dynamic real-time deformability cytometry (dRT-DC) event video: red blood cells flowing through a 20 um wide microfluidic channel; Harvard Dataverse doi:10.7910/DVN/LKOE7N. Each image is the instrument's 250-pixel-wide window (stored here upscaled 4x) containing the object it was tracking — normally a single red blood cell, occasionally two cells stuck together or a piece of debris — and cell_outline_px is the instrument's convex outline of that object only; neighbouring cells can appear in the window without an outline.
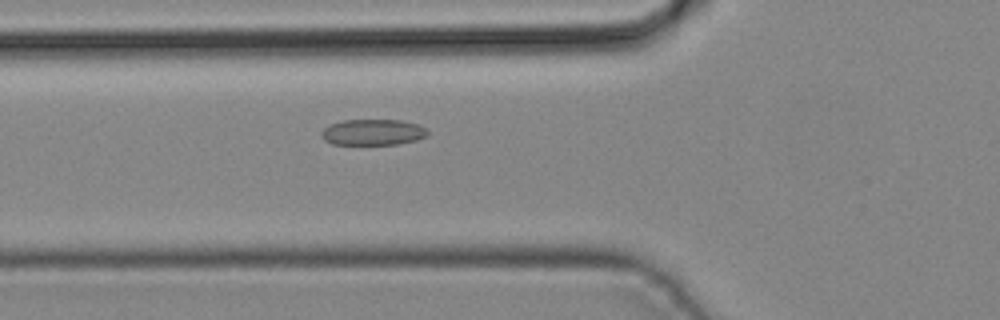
{"species": "common noctule bat (a hibernating species)", "species_latin": "Nyctalus noctula", "temperature_condition": "cold", "stored_images_in_passage": 22, "camera_frame_rate_fps": 3000, "um_per_image_px": 0.085, "animal": {"sex": "male", "body_mass_g": 19.2, "forearm_length_mm": 51.8}, "frame": {"image": 1, "passage_image": 3, "time_ms": 0.667, "image_size_px": [1000, 320], "cell_outline_px": [[428, 136], [416, 140], [396, 144], [332, 144], [324, 140], [320, 136], [320, 132], [328, 124], [344, 120], [400, 120], [416, 124], [424, 128], [428, 132]], "centroid_in_image_um": [31.64, 11.24], "position_along_channel_um": 94.2, "area_um2": 16.07}}
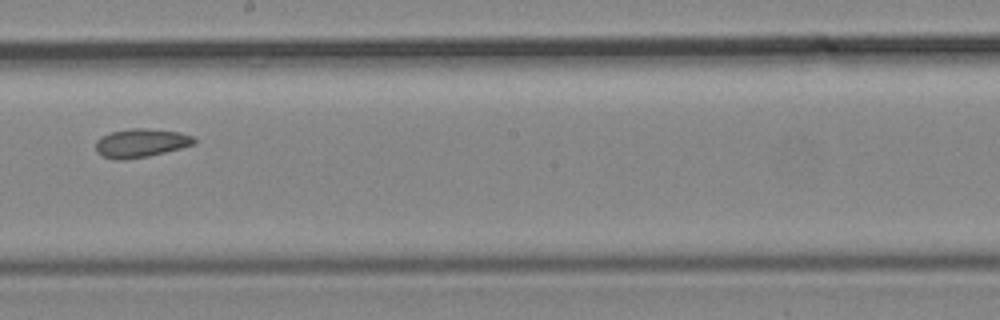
{"frame": {"image": 2, "passage_image": 12, "time_ms": 3.667, "image_size_px": [1000, 320], "cell_outline_px": [[196, 144], [148, 156], [120, 160], [116, 160], [100, 156], [96, 152], [96, 140], [112, 132], [132, 128], [144, 128], [180, 132], [192, 136], [196, 140]], "centroid_in_image_um": [11.97, 12.16], "position_along_channel_um": 236.2, "area_um2": 16.3}}
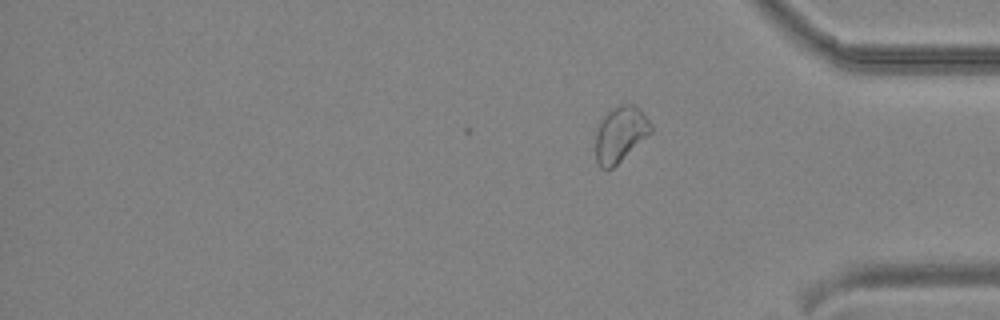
{"frame": {"image": 3, "passage_image": 22, "time_ms": 7.0, "image_size_px": [1000, 320], "cell_outline_px": [[652, 132], [612, 168], [600, 168], [596, 160], [596, 132], [600, 120], [612, 108], [620, 104], [632, 104], [640, 108], [652, 124]], "centroid_in_image_um": [52.73, 11.38], "position_along_channel_um": 382.5, "area_um2": 17.8}}